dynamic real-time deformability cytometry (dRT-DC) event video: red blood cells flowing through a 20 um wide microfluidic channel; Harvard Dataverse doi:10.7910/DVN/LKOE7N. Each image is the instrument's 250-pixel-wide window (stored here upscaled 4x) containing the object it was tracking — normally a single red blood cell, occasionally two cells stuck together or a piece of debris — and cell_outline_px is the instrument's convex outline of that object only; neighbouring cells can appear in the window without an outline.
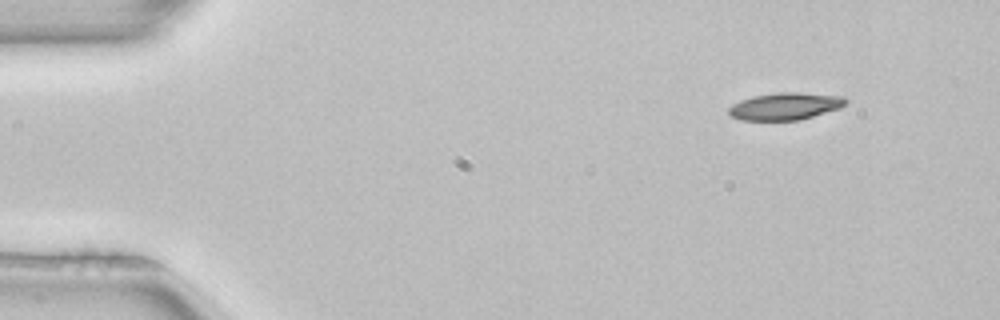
{"species": "common noctule bat (a hibernating species)", "species_latin": "Nyctalus noctula", "temperature_condition": "room temperature", "stored_images_in_passage": 4, "camera_frame_rate_fps": 3000, "um_per_image_px": 0.085, "animal": {"sex": "female", "body_mass_g": 22.7, "forearm_length_mm": 54.2}, "frame": {"image": 1, "passage_image": 2, "time_ms": 0.333, "image_size_px": [1000, 320], "cell_outline_px": [[848, 100], [840, 108], [800, 120], [740, 120], [732, 116], [728, 112], [728, 108], [732, 104], [740, 100], [752, 96], [780, 92], [796, 92], [844, 96]], "centroid_in_image_um": [66.73, 9.03], "position_along_channel_um": 18.3, "area_um2": 18.55}}